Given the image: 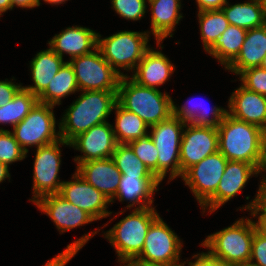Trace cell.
Instances as JSON below:
<instances>
[{
  "mask_svg": "<svg viewBox=\"0 0 266 266\" xmlns=\"http://www.w3.org/2000/svg\"><path fill=\"white\" fill-rule=\"evenodd\" d=\"M65 62L50 47L41 50L30 62V71L34 86H22L33 95L39 96L46 88L52 78Z\"/></svg>",
  "mask_w": 266,
  "mask_h": 266,
  "instance_id": "d4e9b609",
  "label": "cell"
},
{
  "mask_svg": "<svg viewBox=\"0 0 266 266\" xmlns=\"http://www.w3.org/2000/svg\"><path fill=\"white\" fill-rule=\"evenodd\" d=\"M38 103V97L21 87L13 99L0 107V124H11L15 127Z\"/></svg>",
  "mask_w": 266,
  "mask_h": 266,
  "instance_id": "4dcf8cb0",
  "label": "cell"
},
{
  "mask_svg": "<svg viewBox=\"0 0 266 266\" xmlns=\"http://www.w3.org/2000/svg\"><path fill=\"white\" fill-rule=\"evenodd\" d=\"M54 106L37 103L29 114L15 127L13 136L22 149L28 153L27 147L46 146L60 140V132H56Z\"/></svg>",
  "mask_w": 266,
  "mask_h": 266,
  "instance_id": "9c48e42d",
  "label": "cell"
},
{
  "mask_svg": "<svg viewBox=\"0 0 266 266\" xmlns=\"http://www.w3.org/2000/svg\"><path fill=\"white\" fill-rule=\"evenodd\" d=\"M266 172V146H264L263 160L259 169V173Z\"/></svg>",
  "mask_w": 266,
  "mask_h": 266,
  "instance_id": "681fc988",
  "label": "cell"
},
{
  "mask_svg": "<svg viewBox=\"0 0 266 266\" xmlns=\"http://www.w3.org/2000/svg\"><path fill=\"white\" fill-rule=\"evenodd\" d=\"M174 67L161 51L149 48L136 66L131 79L141 86L156 89L170 78Z\"/></svg>",
  "mask_w": 266,
  "mask_h": 266,
  "instance_id": "44dd1931",
  "label": "cell"
},
{
  "mask_svg": "<svg viewBox=\"0 0 266 266\" xmlns=\"http://www.w3.org/2000/svg\"><path fill=\"white\" fill-rule=\"evenodd\" d=\"M255 222L241 218L233 225L209 235L201 246L207 247L225 266L249 263Z\"/></svg>",
  "mask_w": 266,
  "mask_h": 266,
  "instance_id": "277c9868",
  "label": "cell"
},
{
  "mask_svg": "<svg viewBox=\"0 0 266 266\" xmlns=\"http://www.w3.org/2000/svg\"><path fill=\"white\" fill-rule=\"evenodd\" d=\"M183 243L160 215L151 223L136 262L149 266H185L179 263Z\"/></svg>",
  "mask_w": 266,
  "mask_h": 266,
  "instance_id": "ba28073f",
  "label": "cell"
},
{
  "mask_svg": "<svg viewBox=\"0 0 266 266\" xmlns=\"http://www.w3.org/2000/svg\"><path fill=\"white\" fill-rule=\"evenodd\" d=\"M218 150L227 160L252 164L260 169L264 151V130L226 113L217 127Z\"/></svg>",
  "mask_w": 266,
  "mask_h": 266,
  "instance_id": "7a4b0ae2",
  "label": "cell"
},
{
  "mask_svg": "<svg viewBox=\"0 0 266 266\" xmlns=\"http://www.w3.org/2000/svg\"><path fill=\"white\" fill-rule=\"evenodd\" d=\"M112 8L120 17L137 21L146 13V0H111Z\"/></svg>",
  "mask_w": 266,
  "mask_h": 266,
  "instance_id": "d590c367",
  "label": "cell"
},
{
  "mask_svg": "<svg viewBox=\"0 0 266 266\" xmlns=\"http://www.w3.org/2000/svg\"><path fill=\"white\" fill-rule=\"evenodd\" d=\"M130 76L121 77L117 102L126 110L138 115L149 127L172 115V98L158 88L137 84Z\"/></svg>",
  "mask_w": 266,
  "mask_h": 266,
  "instance_id": "3957f363",
  "label": "cell"
},
{
  "mask_svg": "<svg viewBox=\"0 0 266 266\" xmlns=\"http://www.w3.org/2000/svg\"><path fill=\"white\" fill-rule=\"evenodd\" d=\"M135 155L157 177L158 150L148 134L144 138L136 139L129 143Z\"/></svg>",
  "mask_w": 266,
  "mask_h": 266,
  "instance_id": "e575fe53",
  "label": "cell"
},
{
  "mask_svg": "<svg viewBox=\"0 0 266 266\" xmlns=\"http://www.w3.org/2000/svg\"><path fill=\"white\" fill-rule=\"evenodd\" d=\"M13 80L14 77L10 81L8 79L0 81V107L11 101L17 91L22 87L21 84L18 85L12 82Z\"/></svg>",
  "mask_w": 266,
  "mask_h": 266,
  "instance_id": "60d3db41",
  "label": "cell"
},
{
  "mask_svg": "<svg viewBox=\"0 0 266 266\" xmlns=\"http://www.w3.org/2000/svg\"><path fill=\"white\" fill-rule=\"evenodd\" d=\"M259 169L252 164L228 160L224 174L218 183L216 192L201 206L203 212L208 208L209 212L216 211L223 204L237 196L245 187L246 183L257 175ZM209 206V207H208Z\"/></svg>",
  "mask_w": 266,
  "mask_h": 266,
  "instance_id": "2e32d148",
  "label": "cell"
},
{
  "mask_svg": "<svg viewBox=\"0 0 266 266\" xmlns=\"http://www.w3.org/2000/svg\"><path fill=\"white\" fill-rule=\"evenodd\" d=\"M249 263L255 266H266V237L259 233L257 229H255L252 240L251 258Z\"/></svg>",
  "mask_w": 266,
  "mask_h": 266,
  "instance_id": "f35d334b",
  "label": "cell"
},
{
  "mask_svg": "<svg viewBox=\"0 0 266 266\" xmlns=\"http://www.w3.org/2000/svg\"><path fill=\"white\" fill-rule=\"evenodd\" d=\"M180 145L181 177L192 166L218 151V131L214 127L185 124Z\"/></svg>",
  "mask_w": 266,
  "mask_h": 266,
  "instance_id": "4fadbf2b",
  "label": "cell"
},
{
  "mask_svg": "<svg viewBox=\"0 0 266 266\" xmlns=\"http://www.w3.org/2000/svg\"><path fill=\"white\" fill-rule=\"evenodd\" d=\"M196 258L194 262H188V266H225L216 256H214L209 250L208 252L199 253L192 256Z\"/></svg>",
  "mask_w": 266,
  "mask_h": 266,
  "instance_id": "b9f144b4",
  "label": "cell"
},
{
  "mask_svg": "<svg viewBox=\"0 0 266 266\" xmlns=\"http://www.w3.org/2000/svg\"><path fill=\"white\" fill-rule=\"evenodd\" d=\"M35 204L51 218L60 233L95 221L87 212L58 193L42 196Z\"/></svg>",
  "mask_w": 266,
  "mask_h": 266,
  "instance_id": "e0dca14e",
  "label": "cell"
},
{
  "mask_svg": "<svg viewBox=\"0 0 266 266\" xmlns=\"http://www.w3.org/2000/svg\"><path fill=\"white\" fill-rule=\"evenodd\" d=\"M98 231H94L92 233L85 234L80 237V239L74 241L72 244L67 245V248L54 257L51 260H48L44 266H65L71 259L74 257L77 252L89 241V239L95 235Z\"/></svg>",
  "mask_w": 266,
  "mask_h": 266,
  "instance_id": "74e56055",
  "label": "cell"
},
{
  "mask_svg": "<svg viewBox=\"0 0 266 266\" xmlns=\"http://www.w3.org/2000/svg\"><path fill=\"white\" fill-rule=\"evenodd\" d=\"M247 31L244 28L229 25L206 52L226 68L239 54Z\"/></svg>",
  "mask_w": 266,
  "mask_h": 266,
  "instance_id": "f1b7e54d",
  "label": "cell"
},
{
  "mask_svg": "<svg viewBox=\"0 0 266 266\" xmlns=\"http://www.w3.org/2000/svg\"><path fill=\"white\" fill-rule=\"evenodd\" d=\"M228 160L218 150L190 167L181 178L202 206L217 190Z\"/></svg>",
  "mask_w": 266,
  "mask_h": 266,
  "instance_id": "7c38bea8",
  "label": "cell"
},
{
  "mask_svg": "<svg viewBox=\"0 0 266 266\" xmlns=\"http://www.w3.org/2000/svg\"><path fill=\"white\" fill-rule=\"evenodd\" d=\"M259 67L266 70V55H265L264 59L262 60Z\"/></svg>",
  "mask_w": 266,
  "mask_h": 266,
  "instance_id": "816d5d0a",
  "label": "cell"
},
{
  "mask_svg": "<svg viewBox=\"0 0 266 266\" xmlns=\"http://www.w3.org/2000/svg\"><path fill=\"white\" fill-rule=\"evenodd\" d=\"M76 91L79 92L76 75L67 61L48 83L47 88L38 96V102L52 106L60 105L63 97Z\"/></svg>",
  "mask_w": 266,
  "mask_h": 266,
  "instance_id": "4316f807",
  "label": "cell"
},
{
  "mask_svg": "<svg viewBox=\"0 0 266 266\" xmlns=\"http://www.w3.org/2000/svg\"><path fill=\"white\" fill-rule=\"evenodd\" d=\"M116 102L117 91H83L59 123L60 138L70 143L91 127L107 122Z\"/></svg>",
  "mask_w": 266,
  "mask_h": 266,
  "instance_id": "6da1fadb",
  "label": "cell"
},
{
  "mask_svg": "<svg viewBox=\"0 0 266 266\" xmlns=\"http://www.w3.org/2000/svg\"><path fill=\"white\" fill-rule=\"evenodd\" d=\"M12 9L14 6L21 8H34L38 6V0H11Z\"/></svg>",
  "mask_w": 266,
  "mask_h": 266,
  "instance_id": "ee69618b",
  "label": "cell"
},
{
  "mask_svg": "<svg viewBox=\"0 0 266 266\" xmlns=\"http://www.w3.org/2000/svg\"><path fill=\"white\" fill-rule=\"evenodd\" d=\"M7 10H12L11 0H0V16Z\"/></svg>",
  "mask_w": 266,
  "mask_h": 266,
  "instance_id": "7dc6e473",
  "label": "cell"
},
{
  "mask_svg": "<svg viewBox=\"0 0 266 266\" xmlns=\"http://www.w3.org/2000/svg\"><path fill=\"white\" fill-rule=\"evenodd\" d=\"M227 113L236 119L266 128V96L247 90L242 85L232 92Z\"/></svg>",
  "mask_w": 266,
  "mask_h": 266,
  "instance_id": "d6986e66",
  "label": "cell"
},
{
  "mask_svg": "<svg viewBox=\"0 0 266 266\" xmlns=\"http://www.w3.org/2000/svg\"><path fill=\"white\" fill-rule=\"evenodd\" d=\"M241 85L247 90L266 96V70L252 67L240 74Z\"/></svg>",
  "mask_w": 266,
  "mask_h": 266,
  "instance_id": "8d00e7d4",
  "label": "cell"
},
{
  "mask_svg": "<svg viewBox=\"0 0 266 266\" xmlns=\"http://www.w3.org/2000/svg\"><path fill=\"white\" fill-rule=\"evenodd\" d=\"M118 262H121V264L124 263L123 266H149V265H144V264L138 263L135 260H123V261H118Z\"/></svg>",
  "mask_w": 266,
  "mask_h": 266,
  "instance_id": "c3c4849f",
  "label": "cell"
},
{
  "mask_svg": "<svg viewBox=\"0 0 266 266\" xmlns=\"http://www.w3.org/2000/svg\"><path fill=\"white\" fill-rule=\"evenodd\" d=\"M237 266H255V265H253L251 263H246V264H240V265H237Z\"/></svg>",
  "mask_w": 266,
  "mask_h": 266,
  "instance_id": "f5cc1de1",
  "label": "cell"
},
{
  "mask_svg": "<svg viewBox=\"0 0 266 266\" xmlns=\"http://www.w3.org/2000/svg\"><path fill=\"white\" fill-rule=\"evenodd\" d=\"M266 55V24L247 31L237 57L225 68L239 75L242 71L259 67Z\"/></svg>",
  "mask_w": 266,
  "mask_h": 266,
  "instance_id": "603a6c76",
  "label": "cell"
},
{
  "mask_svg": "<svg viewBox=\"0 0 266 266\" xmlns=\"http://www.w3.org/2000/svg\"><path fill=\"white\" fill-rule=\"evenodd\" d=\"M26 155L12 132L0 128V162L9 167L13 162L24 160Z\"/></svg>",
  "mask_w": 266,
  "mask_h": 266,
  "instance_id": "836d02e7",
  "label": "cell"
},
{
  "mask_svg": "<svg viewBox=\"0 0 266 266\" xmlns=\"http://www.w3.org/2000/svg\"><path fill=\"white\" fill-rule=\"evenodd\" d=\"M60 145L70 146V143L60 139L36 149L33 167V199H29L33 203L42 196L56 194L60 191L63 184V181L58 178L61 165Z\"/></svg>",
  "mask_w": 266,
  "mask_h": 266,
  "instance_id": "8fae6325",
  "label": "cell"
},
{
  "mask_svg": "<svg viewBox=\"0 0 266 266\" xmlns=\"http://www.w3.org/2000/svg\"><path fill=\"white\" fill-rule=\"evenodd\" d=\"M230 25L250 30L266 24V7L263 0L230 5L228 2L222 7Z\"/></svg>",
  "mask_w": 266,
  "mask_h": 266,
  "instance_id": "484cf974",
  "label": "cell"
},
{
  "mask_svg": "<svg viewBox=\"0 0 266 266\" xmlns=\"http://www.w3.org/2000/svg\"><path fill=\"white\" fill-rule=\"evenodd\" d=\"M97 35L98 33L89 28L75 25L54 35V37L48 41V44L60 57L63 58V54L66 53L70 55V59H73L89 54L96 49Z\"/></svg>",
  "mask_w": 266,
  "mask_h": 266,
  "instance_id": "ffe728a7",
  "label": "cell"
},
{
  "mask_svg": "<svg viewBox=\"0 0 266 266\" xmlns=\"http://www.w3.org/2000/svg\"><path fill=\"white\" fill-rule=\"evenodd\" d=\"M76 171L83 179L101 191L112 203L118 191L121 172L112 158H103L80 163Z\"/></svg>",
  "mask_w": 266,
  "mask_h": 266,
  "instance_id": "ac0fdd59",
  "label": "cell"
},
{
  "mask_svg": "<svg viewBox=\"0 0 266 266\" xmlns=\"http://www.w3.org/2000/svg\"><path fill=\"white\" fill-rule=\"evenodd\" d=\"M151 8V31L160 46V42L169 35L172 37V32L175 31L180 19L183 18L179 13L181 9L180 0H147Z\"/></svg>",
  "mask_w": 266,
  "mask_h": 266,
  "instance_id": "cb8c5ba5",
  "label": "cell"
},
{
  "mask_svg": "<svg viewBox=\"0 0 266 266\" xmlns=\"http://www.w3.org/2000/svg\"><path fill=\"white\" fill-rule=\"evenodd\" d=\"M71 179L74 181H63L60 196L87 212L95 221L112 214L107 210L111 201L101 191L87 183L77 171Z\"/></svg>",
  "mask_w": 266,
  "mask_h": 266,
  "instance_id": "5bb4252c",
  "label": "cell"
},
{
  "mask_svg": "<svg viewBox=\"0 0 266 266\" xmlns=\"http://www.w3.org/2000/svg\"><path fill=\"white\" fill-rule=\"evenodd\" d=\"M160 183L158 178L121 175L115 199L118 198L120 202L129 201L127 209H131L135 205H138L135 209L152 207L154 191L159 190L157 187Z\"/></svg>",
  "mask_w": 266,
  "mask_h": 266,
  "instance_id": "7402d4cb",
  "label": "cell"
},
{
  "mask_svg": "<svg viewBox=\"0 0 266 266\" xmlns=\"http://www.w3.org/2000/svg\"><path fill=\"white\" fill-rule=\"evenodd\" d=\"M261 182H266V177L264 175L263 179L261 180Z\"/></svg>",
  "mask_w": 266,
  "mask_h": 266,
  "instance_id": "11a10c76",
  "label": "cell"
},
{
  "mask_svg": "<svg viewBox=\"0 0 266 266\" xmlns=\"http://www.w3.org/2000/svg\"><path fill=\"white\" fill-rule=\"evenodd\" d=\"M158 216L154 207L134 209L106 231L104 237L115 248L118 261L135 260L141 254L149 227Z\"/></svg>",
  "mask_w": 266,
  "mask_h": 266,
  "instance_id": "5b68a950",
  "label": "cell"
},
{
  "mask_svg": "<svg viewBox=\"0 0 266 266\" xmlns=\"http://www.w3.org/2000/svg\"><path fill=\"white\" fill-rule=\"evenodd\" d=\"M149 33L150 31H120L106 38H101L98 33L97 48L121 77L128 76L120 72L119 67L132 72L135 70L144 53L150 48L147 45Z\"/></svg>",
  "mask_w": 266,
  "mask_h": 266,
  "instance_id": "8992f818",
  "label": "cell"
},
{
  "mask_svg": "<svg viewBox=\"0 0 266 266\" xmlns=\"http://www.w3.org/2000/svg\"><path fill=\"white\" fill-rule=\"evenodd\" d=\"M199 11L221 10L227 0H196Z\"/></svg>",
  "mask_w": 266,
  "mask_h": 266,
  "instance_id": "7bdbcfd3",
  "label": "cell"
},
{
  "mask_svg": "<svg viewBox=\"0 0 266 266\" xmlns=\"http://www.w3.org/2000/svg\"><path fill=\"white\" fill-rule=\"evenodd\" d=\"M258 221L255 222L256 229L259 233L266 237V214H258Z\"/></svg>",
  "mask_w": 266,
  "mask_h": 266,
  "instance_id": "f6af8a7d",
  "label": "cell"
},
{
  "mask_svg": "<svg viewBox=\"0 0 266 266\" xmlns=\"http://www.w3.org/2000/svg\"><path fill=\"white\" fill-rule=\"evenodd\" d=\"M192 100L194 101V98L189 99L186 104L182 105L181 107H177L174 104V101H172V115L178 117L185 123H191L192 125L197 126L217 128L223 121L227 110L216 106L211 109L207 107L203 108L205 105H201L200 102V104L194 102V104L196 103L195 105L192 103L193 106H189V104L193 102ZM209 109L211 112H209Z\"/></svg>",
  "mask_w": 266,
  "mask_h": 266,
  "instance_id": "83f0119b",
  "label": "cell"
},
{
  "mask_svg": "<svg viewBox=\"0 0 266 266\" xmlns=\"http://www.w3.org/2000/svg\"><path fill=\"white\" fill-rule=\"evenodd\" d=\"M68 62L73 67L79 91H118L121 76L103 58L98 48Z\"/></svg>",
  "mask_w": 266,
  "mask_h": 266,
  "instance_id": "30bf717a",
  "label": "cell"
},
{
  "mask_svg": "<svg viewBox=\"0 0 266 266\" xmlns=\"http://www.w3.org/2000/svg\"><path fill=\"white\" fill-rule=\"evenodd\" d=\"M116 119L113 131L117 143L129 144L147 136L149 126L135 113L123 108L118 102L114 105Z\"/></svg>",
  "mask_w": 266,
  "mask_h": 266,
  "instance_id": "f546056e",
  "label": "cell"
},
{
  "mask_svg": "<svg viewBox=\"0 0 266 266\" xmlns=\"http://www.w3.org/2000/svg\"><path fill=\"white\" fill-rule=\"evenodd\" d=\"M121 175L157 178L135 155L129 144L118 143L112 157Z\"/></svg>",
  "mask_w": 266,
  "mask_h": 266,
  "instance_id": "d6a6232c",
  "label": "cell"
},
{
  "mask_svg": "<svg viewBox=\"0 0 266 266\" xmlns=\"http://www.w3.org/2000/svg\"><path fill=\"white\" fill-rule=\"evenodd\" d=\"M117 144L113 126L109 122H104L75 137L70 142V147L83 153L82 156L74 158L78 166L91 160L111 158Z\"/></svg>",
  "mask_w": 266,
  "mask_h": 266,
  "instance_id": "9a60e30c",
  "label": "cell"
},
{
  "mask_svg": "<svg viewBox=\"0 0 266 266\" xmlns=\"http://www.w3.org/2000/svg\"><path fill=\"white\" fill-rule=\"evenodd\" d=\"M201 39L207 51L230 25L223 10L198 12Z\"/></svg>",
  "mask_w": 266,
  "mask_h": 266,
  "instance_id": "1f68e13d",
  "label": "cell"
},
{
  "mask_svg": "<svg viewBox=\"0 0 266 266\" xmlns=\"http://www.w3.org/2000/svg\"><path fill=\"white\" fill-rule=\"evenodd\" d=\"M43 1H45V3L47 2L48 4L50 3V4H54V5H59V4H62L63 2H66V1H68V0H43ZM40 0H38V6H40Z\"/></svg>",
  "mask_w": 266,
  "mask_h": 266,
  "instance_id": "f907efd6",
  "label": "cell"
},
{
  "mask_svg": "<svg viewBox=\"0 0 266 266\" xmlns=\"http://www.w3.org/2000/svg\"><path fill=\"white\" fill-rule=\"evenodd\" d=\"M6 178H10L9 167L0 162V183Z\"/></svg>",
  "mask_w": 266,
  "mask_h": 266,
  "instance_id": "bcb514c9",
  "label": "cell"
},
{
  "mask_svg": "<svg viewBox=\"0 0 266 266\" xmlns=\"http://www.w3.org/2000/svg\"><path fill=\"white\" fill-rule=\"evenodd\" d=\"M185 122L171 115L168 119L150 126L152 138L157 150V178L162 182L167 171L170 180L181 176L180 145Z\"/></svg>",
  "mask_w": 266,
  "mask_h": 266,
  "instance_id": "52a82bcc",
  "label": "cell"
},
{
  "mask_svg": "<svg viewBox=\"0 0 266 266\" xmlns=\"http://www.w3.org/2000/svg\"><path fill=\"white\" fill-rule=\"evenodd\" d=\"M264 146H266V128L264 129Z\"/></svg>",
  "mask_w": 266,
  "mask_h": 266,
  "instance_id": "db71d44e",
  "label": "cell"
},
{
  "mask_svg": "<svg viewBox=\"0 0 266 266\" xmlns=\"http://www.w3.org/2000/svg\"><path fill=\"white\" fill-rule=\"evenodd\" d=\"M244 210H251V215L255 218L257 214H266V182H260L258 193L253 201L246 205Z\"/></svg>",
  "mask_w": 266,
  "mask_h": 266,
  "instance_id": "ab89813d",
  "label": "cell"
}]
</instances>
